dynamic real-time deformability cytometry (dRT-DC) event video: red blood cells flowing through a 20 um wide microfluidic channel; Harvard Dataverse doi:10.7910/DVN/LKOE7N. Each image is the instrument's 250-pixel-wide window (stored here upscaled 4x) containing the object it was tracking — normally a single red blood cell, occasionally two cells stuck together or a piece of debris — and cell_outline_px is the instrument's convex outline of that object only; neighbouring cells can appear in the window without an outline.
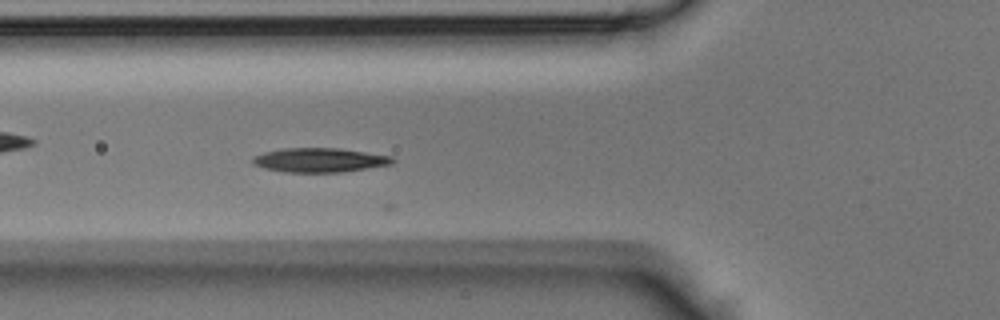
{"species": "Egyptian fruit bat (a non-hibernating species)", "species_latin": "Rousettus aegyptiacus", "temperature_condition": "room temperature", "stored_images_in_passage": 14, "camera_frame_rate_fps": 3000, "um_per_image_px": 0.085, "animal": {"sex": "male"}, "frame": {"image": 1, "passage_image": 9, "time_ms": 2.667, "image_size_px": [1000, 320], "cell_outline_px": [[396, 160], [392, 164], [344, 172], [284, 172], [264, 168], [252, 164], [252, 156], [264, 152], [284, 148], [340, 148], [392, 156]], "centroid_in_image_um": [27.16, 13.6], "position_along_channel_um": 98.6, "area_um2": 19.88}}
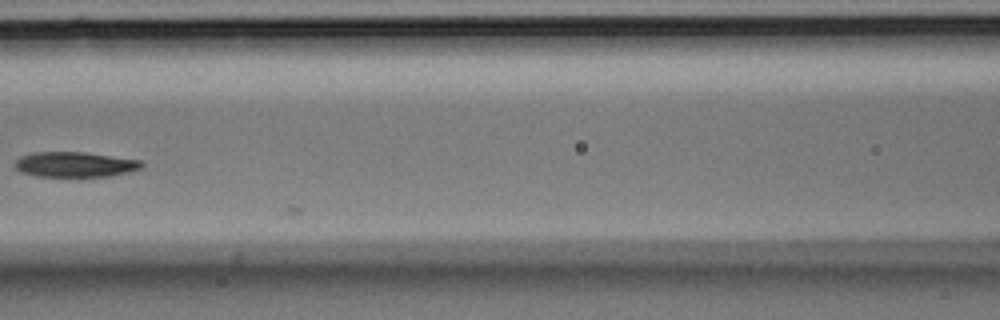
{"frame": {"image": 2, "passage_image": 13, "time_ms": 4.0, "image_size_px": [1000, 320], "cell_outline_px": [[144, 168], [128, 172], [108, 176], [36, 176], [20, 172], [12, 164], [20, 156], [32, 152], [84, 152], [140, 160], [144, 164]], "centroid_in_image_um": [6.35, 13.97], "position_along_channel_um": 160.3, "area_um2": 18.67}}